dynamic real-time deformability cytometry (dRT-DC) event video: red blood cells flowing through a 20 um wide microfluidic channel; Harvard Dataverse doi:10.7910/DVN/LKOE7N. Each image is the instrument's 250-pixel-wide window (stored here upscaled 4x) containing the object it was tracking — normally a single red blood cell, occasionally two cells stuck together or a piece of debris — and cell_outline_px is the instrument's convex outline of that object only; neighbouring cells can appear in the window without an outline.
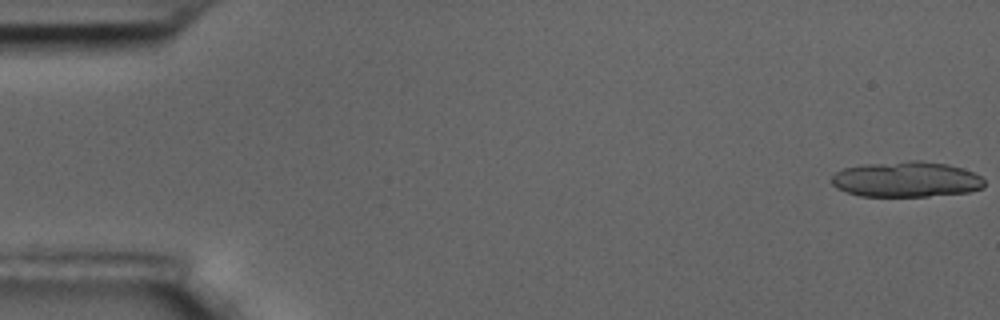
{"species": "common noctule bat (a hibernating species)", "species_latin": "Nyctalus noctula", "temperature_condition": "room temperature", "stored_images_in_passage": 6, "camera_frame_rate_fps": 3000, "um_per_image_px": 0.085, "animal": {"sex": "male", "body_mass_g": 17.5, "forearm_length_mm": 52.3}, "frame": {"image": 1, "passage_image": 1, "time_ms": 0.0, "image_size_px": [1000, 320], "cell_outline_px": [[984, 188], [968, 192], [928, 196], [860, 196], [836, 188], [832, 184], [832, 176], [836, 172], [844, 168], [864, 164], [912, 160], [920, 160], [948, 164], [972, 172], [980, 176], [984, 180]], "centroid_in_image_um": [77.04, 15.24], "position_along_channel_um": 8.0, "area_um2": 31.62}}